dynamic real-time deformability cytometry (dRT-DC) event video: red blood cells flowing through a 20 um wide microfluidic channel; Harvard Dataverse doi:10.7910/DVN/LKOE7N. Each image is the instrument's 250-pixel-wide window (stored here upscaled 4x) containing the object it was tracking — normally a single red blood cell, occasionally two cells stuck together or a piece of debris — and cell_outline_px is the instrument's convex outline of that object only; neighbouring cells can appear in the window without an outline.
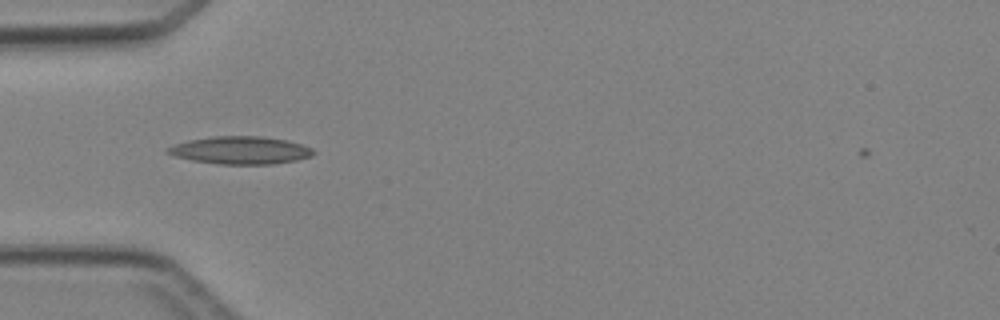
{"species": "Egyptian fruit bat (a non-hibernating species)", "species_latin": "Rousettus aegyptiacus", "temperature_condition": "cold", "stored_images_in_passage": 1, "camera_frame_rate_fps": 3000, "um_per_image_px": 0.085, "animal": {"sex": "female"}, "frame": {"image": 1, "passage_image": 1, "time_ms": 0.0, "image_size_px": [1000, 320], "cell_outline_px": [[316, 152], [312, 156], [296, 160], [272, 164], [220, 164], [192, 160], [172, 156], [164, 152], [164, 148], [172, 144], [188, 140], [212, 136], [264, 136], [288, 140], [312, 148]], "centroid_in_image_um": [20.38, 12.76], "position_along_channel_um": 64.6, "area_um2": 23.81}}